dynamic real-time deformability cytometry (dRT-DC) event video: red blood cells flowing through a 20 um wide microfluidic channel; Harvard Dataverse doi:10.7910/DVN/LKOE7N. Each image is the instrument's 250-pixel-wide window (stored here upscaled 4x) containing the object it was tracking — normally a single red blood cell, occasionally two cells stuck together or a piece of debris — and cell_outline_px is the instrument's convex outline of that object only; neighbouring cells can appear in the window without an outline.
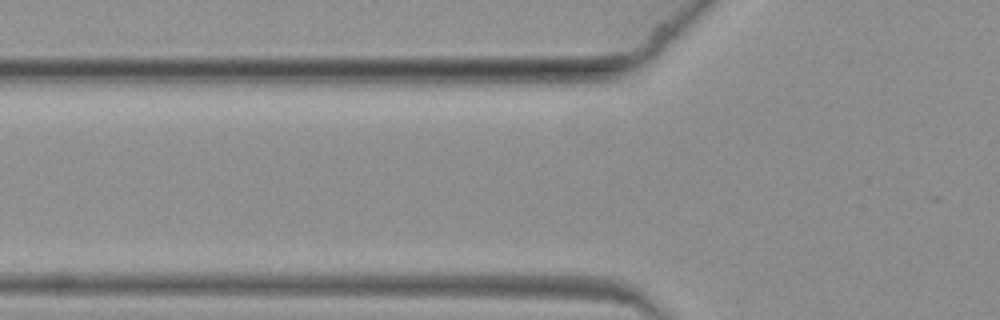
{"species": "common noctule bat (a hibernating species)", "species_latin": "Nyctalus noctula", "temperature_condition": "warm", "stored_images_in_passage": 4, "camera_frame_rate_fps": 3000, "um_per_image_px": 0.085, "animal": {"sex": "female", "body_mass_g": 19.3, "forearm_length_mm": 54.1}, "frame": {"image": 1, "passage_image": 2, "time_ms": 0.333, "image_size_px": [1000, 320], "cell_outline_px": [[632, 300], [628, 304], [624, 304], [520, 300], [484, 296], [484, 292], [528, 288], [580, 288]], "centroid_in_image_um": [47.44, 25.12], "position_along_channel_um": 78.4, "area_um2": 11.1}}